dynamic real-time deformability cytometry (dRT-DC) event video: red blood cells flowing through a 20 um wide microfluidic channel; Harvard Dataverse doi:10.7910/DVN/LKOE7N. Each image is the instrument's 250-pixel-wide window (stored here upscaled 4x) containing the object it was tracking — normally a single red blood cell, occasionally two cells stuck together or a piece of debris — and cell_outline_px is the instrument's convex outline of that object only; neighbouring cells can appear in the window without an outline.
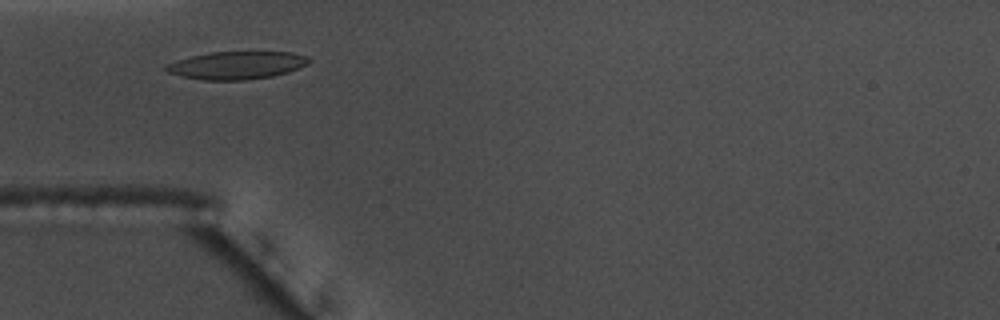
{"species": "common noctule bat (a hibernating species)", "species_latin": "Nyctalus noctula", "temperature_condition": "warm", "stored_images_in_passage": 32, "camera_frame_rate_fps": 3000, "um_per_image_px": 0.085, "animal": {"sex": "male", "body_mass_g": 17.5, "forearm_length_mm": 52.3}, "frame": {"image": 1, "passage_image": 5, "time_ms": 1.333, "image_size_px": [1000, 320], "cell_outline_px": [[312, 60], [308, 64], [300, 68], [288, 72], [272, 76], [244, 80], [204, 80], [180, 76], [168, 72], [160, 68], [164, 64], [176, 60], [192, 56], [212, 52], [292, 52], [308, 56]], "centroid_in_image_um": [20.1, 5.55], "position_along_channel_um": 64.9, "area_um2": 23.35}, "authors_computed_cell_mechanics": {"area_um2": 22.1952, "velocity_mm_per_s": 3.6388, "shape_relaxation_time_tau1_ms": 6.7257, "shape_relaxation_time_tau2_ms": 2.1248, "deformation_change_tau1": 0.2076, "deformation_change_tau2": 0.0775}}